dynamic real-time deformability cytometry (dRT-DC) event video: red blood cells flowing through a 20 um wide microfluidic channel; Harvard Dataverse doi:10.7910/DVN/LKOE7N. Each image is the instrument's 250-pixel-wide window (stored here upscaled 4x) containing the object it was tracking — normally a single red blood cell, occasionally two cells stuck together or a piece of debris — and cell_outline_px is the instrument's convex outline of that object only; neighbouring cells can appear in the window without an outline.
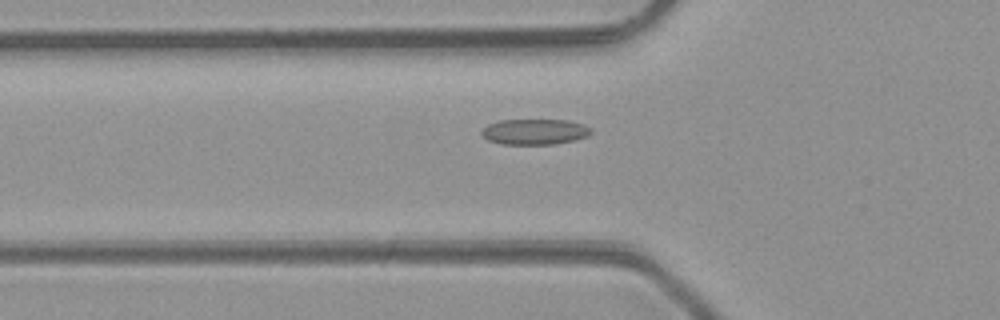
{"species": "common noctule bat (a hibernating species)", "species_latin": "Nyctalus noctula", "temperature_condition": "room temperature", "stored_images_in_passage": 31, "camera_frame_rate_fps": 3000, "um_per_image_px": 0.085, "animal": {"sex": "male", "body_mass_g": 23.1, "forearm_length_mm": 52.7}, "frame": {"image": 1, "passage_image": 3, "time_ms": 0.667, "image_size_px": [1000, 320], "cell_outline_px": [[592, 132], [588, 136], [576, 140], [552, 144], [500, 144], [488, 140], [480, 132], [488, 124], [500, 120], [568, 120], [584, 124], [592, 128]], "centroid_in_image_um": [45.48, 11.2], "position_along_channel_um": 80.3, "area_um2": 16.42}}
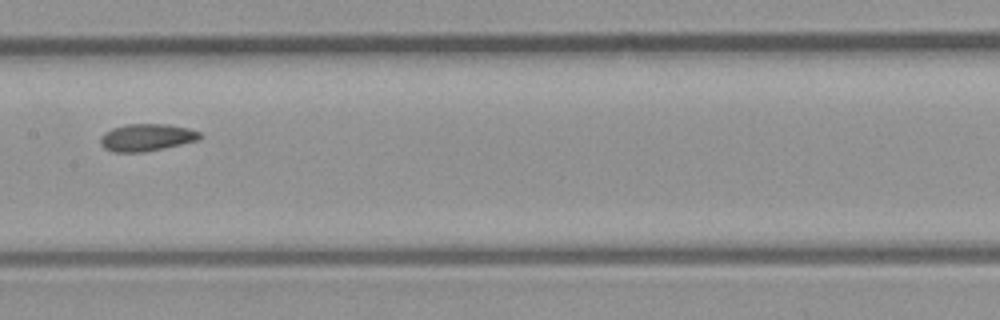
{"frame": {"image": 2, "passage_image": 11, "time_ms": 3.333, "image_size_px": [1000, 320], "cell_outline_px": [[204, 136], [200, 140], [164, 148], [144, 152], [112, 152], [104, 148], [100, 144], [100, 136], [104, 132], [112, 128], [124, 124], [168, 124], [188, 128], [200, 132]], "centroid_in_image_um": [12.47, 11.68], "position_along_channel_um": 194.9, "area_um2": 16.07}}
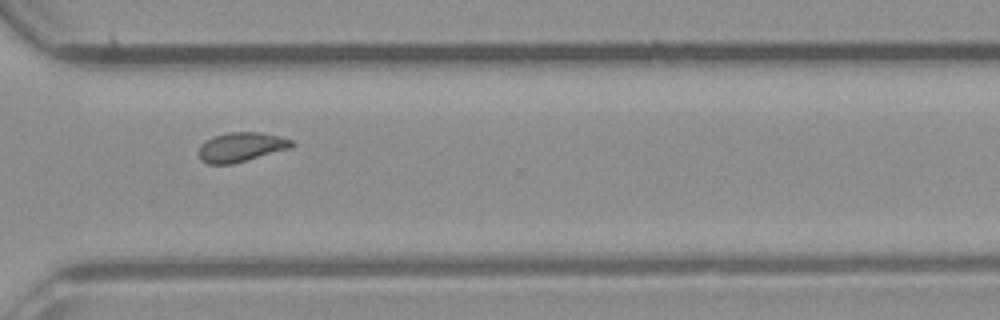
{"frame": {"image": 3, "passage_image": 22, "time_ms": 7.0, "image_size_px": [1000, 320], "cell_outline_px": [[296, 144], [292, 148], [232, 164], [208, 164], [200, 160], [200, 144], [204, 140], [212, 136], [228, 132], [260, 132], [280, 136], [292, 140]], "centroid_in_image_um": [20.51, 12.49], "position_along_channel_um": 350.1, "area_um2": 16.13}, "authors_computed_cell_mechanics": {"area_um2": 15.895, "velocity_mm_per_s": 4.2552, "shape_relaxation_time_tau1_ms": null, "shape_relaxation_time_tau2_ms": 1.9054, "deformation_change_tau1": null, "deformation_change_tau2": 0.0705}}